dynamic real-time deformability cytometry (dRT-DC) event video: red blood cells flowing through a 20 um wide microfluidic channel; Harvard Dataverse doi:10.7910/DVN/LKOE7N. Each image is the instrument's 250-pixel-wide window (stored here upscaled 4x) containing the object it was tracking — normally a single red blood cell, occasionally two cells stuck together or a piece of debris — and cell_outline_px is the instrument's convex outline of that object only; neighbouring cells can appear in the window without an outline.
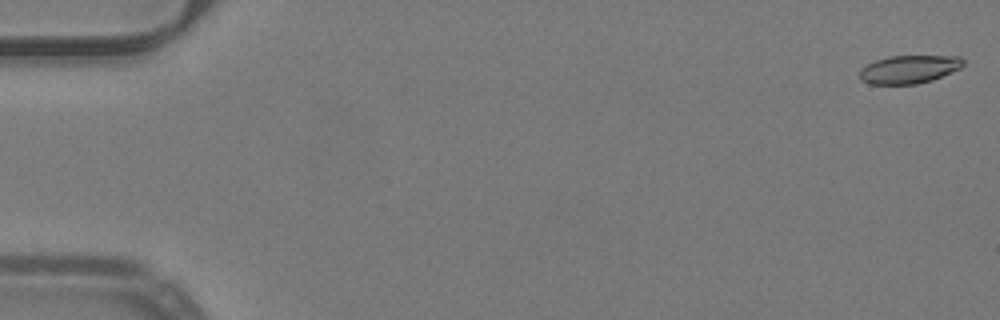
{"species": "common noctule bat (a hibernating species)", "species_latin": "Nyctalus noctula", "temperature_condition": "warm", "stored_images_in_passage": 52, "camera_frame_rate_fps": 3000, "um_per_image_px": 0.085, "animal": {"sex": "male", "body_mass_g": 19.2, "forearm_length_mm": 51.8}, "frame": {"image": 1, "passage_image": 1, "time_ms": 0.0, "image_size_px": [1000, 320], "cell_outline_px": [[964, 64], [960, 68], [932, 80], [916, 84], [868, 84], [860, 80], [860, 68], [876, 60], [888, 56], [960, 56], [964, 60]], "centroid_in_image_um": [77.25, 5.89], "position_along_channel_um": 7.7, "area_um2": 16.99}}
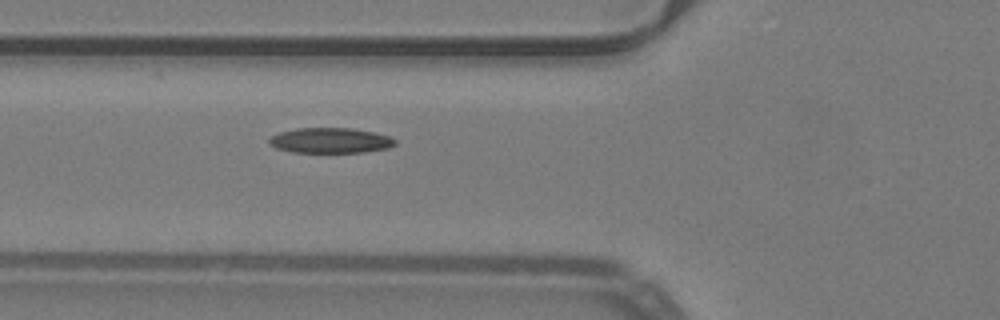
{"frame": {"image": 2, "passage_image": 20, "time_ms": 6.333, "image_size_px": [1000, 320], "cell_outline_px": [[396, 144], [388, 148], [364, 152], [292, 152], [276, 148], [268, 144], [268, 140], [272, 136], [280, 132], [296, 128], [352, 128], [372, 132], [388, 136], [396, 140]], "centroid_in_image_um": [28.06, 11.94], "position_along_channel_um": 97.7, "area_um2": 18.5}}
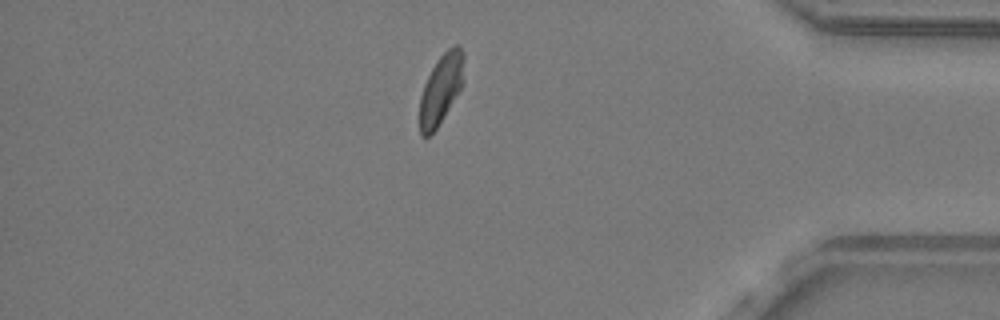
{"frame": {"image": 3, "passage_image": 45, "time_ms": 14.667, "image_size_px": [1000, 320], "cell_outline_px": [[464, 84], [436, 128], [428, 136], [420, 136], [420, 96], [424, 84], [432, 68], [440, 56], [448, 48], [456, 44], [464, 52]], "centroid_in_image_um": [37.51, 7.54], "position_along_channel_um": 397.7, "area_um2": 17.92}, "authors_computed_cell_mechanics": {"area_um2": 18.207, "velocity_mm_per_s": 3.9894, "shape_relaxation_time_tau1_ms": null, "shape_relaxation_time_tau2_ms": 5.8515, "deformation_change_tau1": null, "deformation_change_tau2": 0.1133}}